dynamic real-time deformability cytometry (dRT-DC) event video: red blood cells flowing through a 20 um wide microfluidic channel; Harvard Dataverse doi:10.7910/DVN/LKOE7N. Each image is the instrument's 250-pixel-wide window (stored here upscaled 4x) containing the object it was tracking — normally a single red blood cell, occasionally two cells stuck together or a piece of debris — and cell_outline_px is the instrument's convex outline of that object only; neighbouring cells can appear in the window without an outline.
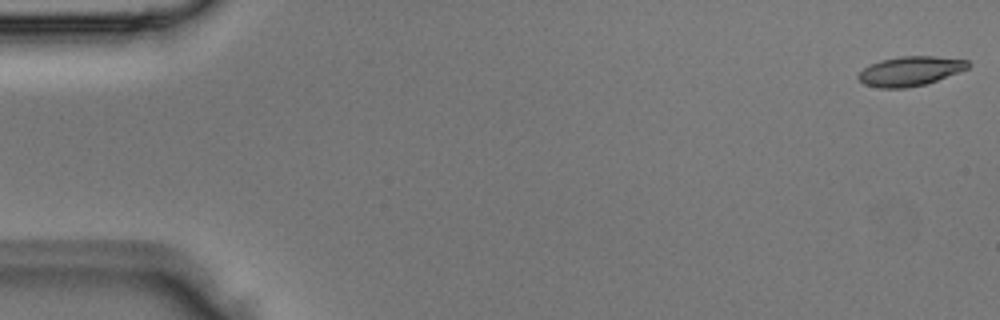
{"species": "Egyptian fruit bat (a non-hibernating species)", "species_latin": "Rousettus aegyptiacus", "temperature_condition": "room temperature", "stored_images_in_passage": 5, "camera_frame_rate_fps": 3000, "um_per_image_px": 0.085, "animal": {"sex": "male"}, "frame": {"image": 1, "passage_image": 1, "time_ms": 0.0, "image_size_px": [1000, 320], "cell_outline_px": [[972, 64], [968, 68], [936, 80], [924, 84], [904, 88], [880, 88], [864, 84], [856, 76], [864, 68], [880, 60], [900, 56], [936, 56], [968, 60]], "centroid_in_image_um": [77.36, 6.03], "position_along_channel_um": 7.6, "area_um2": 18.67}}